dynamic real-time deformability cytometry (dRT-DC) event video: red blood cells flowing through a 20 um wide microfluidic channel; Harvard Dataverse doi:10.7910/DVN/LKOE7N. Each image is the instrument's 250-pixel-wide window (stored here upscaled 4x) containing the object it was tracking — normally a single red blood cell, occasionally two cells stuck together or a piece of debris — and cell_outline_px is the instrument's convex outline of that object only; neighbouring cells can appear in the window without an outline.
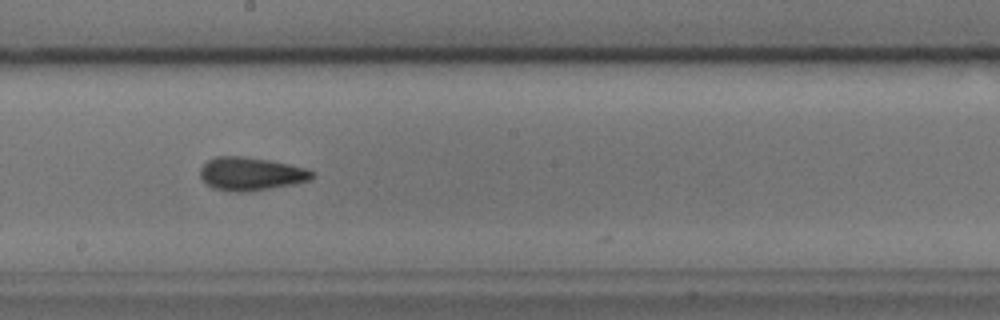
{"species": "common noctule bat (a hibernating species)", "species_latin": "Nyctalus noctula", "temperature_condition": "cold", "stored_images_in_passage": 25, "camera_frame_rate_fps": 3000, "um_per_image_px": 0.085, "animal": {"sex": "male", "body_mass_g": 17.9, "forearm_length_mm": 54.2}, "frame": {"image": 1, "passage_image": 22, "time_ms": 7.0, "image_size_px": [1000, 320], "cell_outline_px": [[316, 176], [312, 180], [292, 184], [244, 192], [236, 192], [212, 188], [204, 184], [200, 176], [200, 168], [208, 160], [216, 156], [244, 156], [268, 160], [308, 168], [316, 172]], "centroid_in_image_um": [21.34, 14.77], "position_along_channel_um": 226.9, "area_um2": 21.85}}